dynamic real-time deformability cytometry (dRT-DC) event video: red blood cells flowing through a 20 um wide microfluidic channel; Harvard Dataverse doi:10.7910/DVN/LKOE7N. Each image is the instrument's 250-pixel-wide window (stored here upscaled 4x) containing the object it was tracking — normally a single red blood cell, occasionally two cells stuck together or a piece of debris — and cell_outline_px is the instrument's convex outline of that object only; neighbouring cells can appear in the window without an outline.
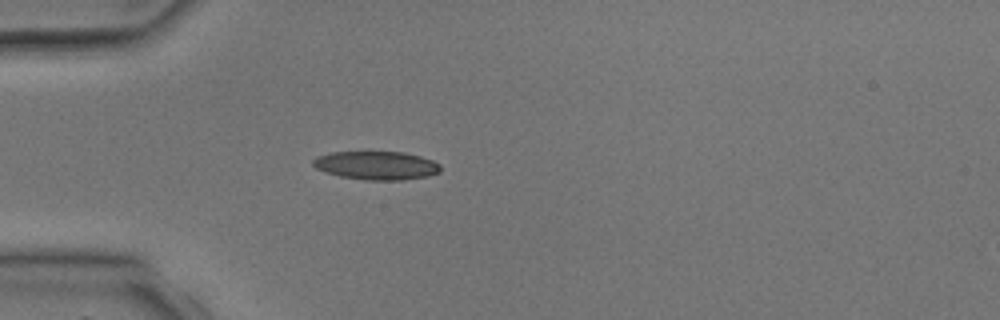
{"species": "common noctule bat (a hibernating species)", "species_latin": "Nyctalus noctula", "temperature_condition": "room temperature", "stored_images_in_passage": 2, "camera_frame_rate_fps": 3000, "um_per_image_px": 0.085, "animal": {"sex": "male", "body_mass_g": 17.9, "forearm_length_mm": 54.2}, "frame": {"image": 1, "passage_image": 2, "time_ms": 1.333, "image_size_px": [1000, 320], "cell_outline_px": [[440, 172], [428, 176], [400, 180], [364, 180], [340, 176], [324, 172], [316, 168], [312, 164], [312, 160], [316, 156], [332, 152], [404, 152], [420, 156], [432, 160], [440, 164]], "centroid_in_image_um": [31.98, 14.06], "position_along_channel_um": 53.0, "area_um2": 21.21}}